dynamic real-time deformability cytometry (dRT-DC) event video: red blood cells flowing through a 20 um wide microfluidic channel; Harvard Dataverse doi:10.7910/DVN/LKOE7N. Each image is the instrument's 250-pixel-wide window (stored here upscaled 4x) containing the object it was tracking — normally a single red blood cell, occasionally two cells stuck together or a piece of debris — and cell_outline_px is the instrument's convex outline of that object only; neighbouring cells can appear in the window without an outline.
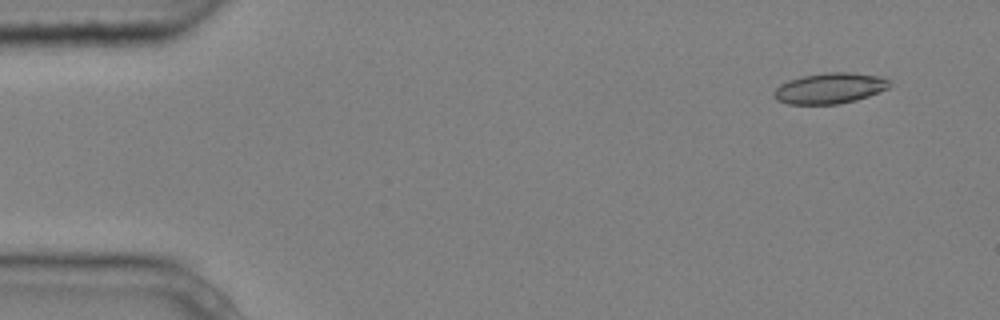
{"species": "common noctule bat (a hibernating species)", "species_latin": "Nyctalus noctula", "temperature_condition": "cold", "stored_images_in_passage": 4, "camera_frame_rate_fps": 3000, "um_per_image_px": 0.085, "animal": {"sex": "male", "body_mass_g": 20.4}, "frame": {"image": 1, "passage_image": 1, "time_ms": 0.0, "image_size_px": [1000, 320], "cell_outline_px": [[888, 88], [868, 96], [856, 100], [836, 104], [788, 104], [776, 100], [772, 96], [772, 92], [780, 84], [788, 80], [800, 76], [824, 72], [852, 72], [876, 76], [888, 80]], "centroid_in_image_um": [70.44, 7.5], "position_along_channel_um": 14.6, "area_um2": 20.69}}
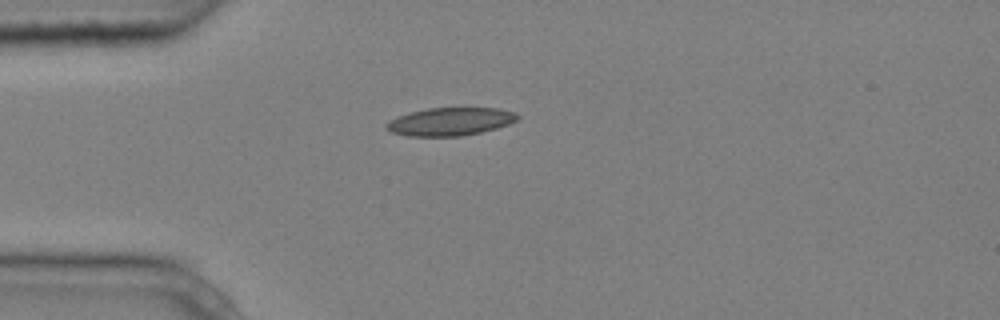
{"frame": {"image": 2, "passage_image": 4, "time_ms": 1.0, "image_size_px": [1000, 320], "cell_outline_px": [[520, 116], [516, 120], [508, 124], [496, 128], [480, 132], [460, 136], [408, 136], [392, 132], [384, 124], [388, 120], [396, 116], [408, 112], [428, 108], [496, 108], [516, 112]], "centroid_in_image_um": [38.24, 10.32], "position_along_channel_um": 46.8, "area_um2": 21.39}}